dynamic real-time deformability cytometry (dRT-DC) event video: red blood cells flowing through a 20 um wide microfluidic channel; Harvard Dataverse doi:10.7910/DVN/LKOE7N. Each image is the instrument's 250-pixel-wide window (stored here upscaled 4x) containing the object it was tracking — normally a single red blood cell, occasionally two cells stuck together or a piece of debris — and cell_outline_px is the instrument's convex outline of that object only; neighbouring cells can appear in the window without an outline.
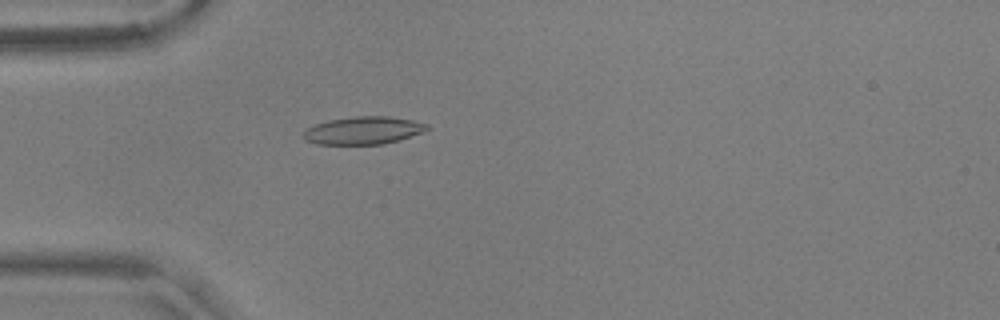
{"species": "common noctule bat (a hibernating species)", "species_latin": "Nyctalus noctula", "temperature_condition": "warm", "stored_images_in_passage": 53, "camera_frame_rate_fps": 3000, "um_per_image_px": 0.085, "animal": {"sex": "male", "body_mass_g": 17.9, "forearm_length_mm": 54.2}, "frame": {"image": 1, "passage_image": 14, "time_ms": 4.333, "image_size_px": [1000, 320], "cell_outline_px": [[428, 128], [424, 132], [400, 140], [384, 144], [316, 144], [304, 140], [300, 136], [304, 128], [328, 120], [356, 116], [388, 116], [412, 120], [428, 124]], "centroid_in_image_um": [30.83, 11.09], "position_along_channel_um": 54.2, "area_um2": 20.23}}
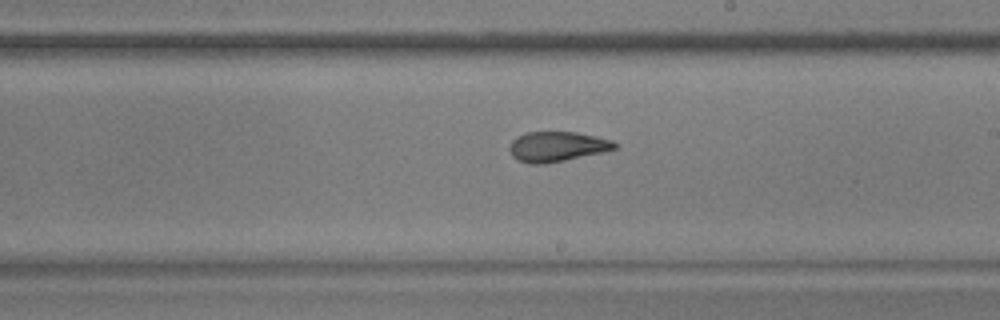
{"frame": {"image": 2, "passage_image": 30, "time_ms": 9.667, "image_size_px": [1000, 320], "cell_outline_px": [[620, 144], [616, 148], [600, 152], [564, 160], [544, 164], [528, 164], [516, 160], [512, 156], [508, 148], [512, 140], [516, 136], [528, 132], [576, 132], [596, 136], [612, 140]], "centroid_in_image_um": [47.31, 12.45], "position_along_channel_um": 241.7, "area_um2": 18.44}}
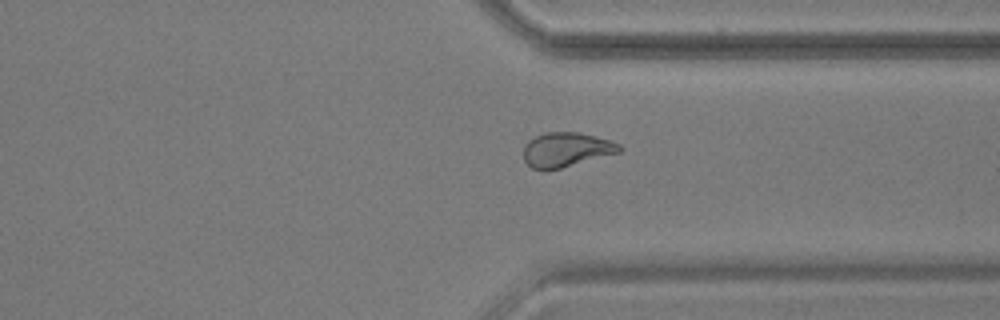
{"frame": {"image": 3, "passage_image": 40, "time_ms": 13.0, "image_size_px": [1000, 320], "cell_outline_px": [[624, 148], [620, 152], [560, 168], [544, 172], [532, 168], [524, 160], [524, 144], [528, 140], [544, 132], [580, 132], [596, 136], [620, 144]], "centroid_in_image_um": [48.11, 12.72], "position_along_channel_um": 363.3, "area_um2": 19.42}, "authors_computed_cell_mechanics": {"area_um2": 19.4208, "velocity_mm_per_s": 3.6529, "shape_relaxation_time_tau1_ms": null, "shape_relaxation_time_tau2_ms": 1.7924, "deformation_change_tau1": null, "deformation_change_tau2": 0.0812}}